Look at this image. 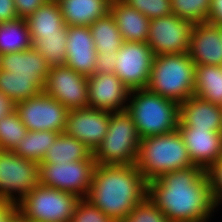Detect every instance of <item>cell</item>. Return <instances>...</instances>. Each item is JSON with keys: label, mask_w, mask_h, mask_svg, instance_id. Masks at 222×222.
I'll return each mask as SVG.
<instances>
[{"label": "cell", "mask_w": 222, "mask_h": 222, "mask_svg": "<svg viewBox=\"0 0 222 222\" xmlns=\"http://www.w3.org/2000/svg\"><path fill=\"white\" fill-rule=\"evenodd\" d=\"M79 200L74 194L39 184L17 202L18 214L27 222H70Z\"/></svg>", "instance_id": "7"}, {"label": "cell", "mask_w": 222, "mask_h": 222, "mask_svg": "<svg viewBox=\"0 0 222 222\" xmlns=\"http://www.w3.org/2000/svg\"><path fill=\"white\" fill-rule=\"evenodd\" d=\"M117 222H170L147 196L130 212L128 216Z\"/></svg>", "instance_id": "33"}, {"label": "cell", "mask_w": 222, "mask_h": 222, "mask_svg": "<svg viewBox=\"0 0 222 222\" xmlns=\"http://www.w3.org/2000/svg\"><path fill=\"white\" fill-rule=\"evenodd\" d=\"M193 26L174 14L151 19L147 44L154 56L187 53Z\"/></svg>", "instance_id": "12"}, {"label": "cell", "mask_w": 222, "mask_h": 222, "mask_svg": "<svg viewBox=\"0 0 222 222\" xmlns=\"http://www.w3.org/2000/svg\"><path fill=\"white\" fill-rule=\"evenodd\" d=\"M47 0H14V6L19 18L26 19Z\"/></svg>", "instance_id": "38"}, {"label": "cell", "mask_w": 222, "mask_h": 222, "mask_svg": "<svg viewBox=\"0 0 222 222\" xmlns=\"http://www.w3.org/2000/svg\"><path fill=\"white\" fill-rule=\"evenodd\" d=\"M17 215V202L0 200V222H12Z\"/></svg>", "instance_id": "39"}, {"label": "cell", "mask_w": 222, "mask_h": 222, "mask_svg": "<svg viewBox=\"0 0 222 222\" xmlns=\"http://www.w3.org/2000/svg\"><path fill=\"white\" fill-rule=\"evenodd\" d=\"M117 53H97L96 55V72L101 74L114 73L116 66Z\"/></svg>", "instance_id": "37"}, {"label": "cell", "mask_w": 222, "mask_h": 222, "mask_svg": "<svg viewBox=\"0 0 222 222\" xmlns=\"http://www.w3.org/2000/svg\"><path fill=\"white\" fill-rule=\"evenodd\" d=\"M70 222H115L104 212L96 208L86 199H80L76 204Z\"/></svg>", "instance_id": "35"}, {"label": "cell", "mask_w": 222, "mask_h": 222, "mask_svg": "<svg viewBox=\"0 0 222 222\" xmlns=\"http://www.w3.org/2000/svg\"><path fill=\"white\" fill-rule=\"evenodd\" d=\"M126 111L141 139L173 132L180 123V103L146 88L129 92Z\"/></svg>", "instance_id": "4"}, {"label": "cell", "mask_w": 222, "mask_h": 222, "mask_svg": "<svg viewBox=\"0 0 222 222\" xmlns=\"http://www.w3.org/2000/svg\"><path fill=\"white\" fill-rule=\"evenodd\" d=\"M88 107L109 112L126 110L130 90L114 73L88 77Z\"/></svg>", "instance_id": "15"}, {"label": "cell", "mask_w": 222, "mask_h": 222, "mask_svg": "<svg viewBox=\"0 0 222 222\" xmlns=\"http://www.w3.org/2000/svg\"><path fill=\"white\" fill-rule=\"evenodd\" d=\"M177 130L195 166L206 170L222 158V133L180 125Z\"/></svg>", "instance_id": "17"}, {"label": "cell", "mask_w": 222, "mask_h": 222, "mask_svg": "<svg viewBox=\"0 0 222 222\" xmlns=\"http://www.w3.org/2000/svg\"><path fill=\"white\" fill-rule=\"evenodd\" d=\"M39 184L37 161L0 149V200L19 202Z\"/></svg>", "instance_id": "8"}, {"label": "cell", "mask_w": 222, "mask_h": 222, "mask_svg": "<svg viewBox=\"0 0 222 222\" xmlns=\"http://www.w3.org/2000/svg\"><path fill=\"white\" fill-rule=\"evenodd\" d=\"M205 172L213 198L217 202L222 197V158L211 164Z\"/></svg>", "instance_id": "36"}, {"label": "cell", "mask_w": 222, "mask_h": 222, "mask_svg": "<svg viewBox=\"0 0 222 222\" xmlns=\"http://www.w3.org/2000/svg\"><path fill=\"white\" fill-rule=\"evenodd\" d=\"M18 17L14 0H0V23L16 20Z\"/></svg>", "instance_id": "40"}, {"label": "cell", "mask_w": 222, "mask_h": 222, "mask_svg": "<svg viewBox=\"0 0 222 222\" xmlns=\"http://www.w3.org/2000/svg\"><path fill=\"white\" fill-rule=\"evenodd\" d=\"M50 68L46 59L34 47L0 55V70L12 72L13 76L42 78L46 81Z\"/></svg>", "instance_id": "21"}, {"label": "cell", "mask_w": 222, "mask_h": 222, "mask_svg": "<svg viewBox=\"0 0 222 222\" xmlns=\"http://www.w3.org/2000/svg\"><path fill=\"white\" fill-rule=\"evenodd\" d=\"M25 20L28 24L32 41L38 35L59 34V30L65 26L56 0H47Z\"/></svg>", "instance_id": "23"}, {"label": "cell", "mask_w": 222, "mask_h": 222, "mask_svg": "<svg viewBox=\"0 0 222 222\" xmlns=\"http://www.w3.org/2000/svg\"><path fill=\"white\" fill-rule=\"evenodd\" d=\"M187 53L195 65L222 66V26L194 24Z\"/></svg>", "instance_id": "18"}, {"label": "cell", "mask_w": 222, "mask_h": 222, "mask_svg": "<svg viewBox=\"0 0 222 222\" xmlns=\"http://www.w3.org/2000/svg\"><path fill=\"white\" fill-rule=\"evenodd\" d=\"M15 110L28 131H65L69 110L44 91L16 103Z\"/></svg>", "instance_id": "10"}, {"label": "cell", "mask_w": 222, "mask_h": 222, "mask_svg": "<svg viewBox=\"0 0 222 222\" xmlns=\"http://www.w3.org/2000/svg\"><path fill=\"white\" fill-rule=\"evenodd\" d=\"M88 77L67 66L50 68L44 92L68 110L88 107Z\"/></svg>", "instance_id": "13"}, {"label": "cell", "mask_w": 222, "mask_h": 222, "mask_svg": "<svg viewBox=\"0 0 222 222\" xmlns=\"http://www.w3.org/2000/svg\"><path fill=\"white\" fill-rule=\"evenodd\" d=\"M194 96L222 106V66H195Z\"/></svg>", "instance_id": "24"}, {"label": "cell", "mask_w": 222, "mask_h": 222, "mask_svg": "<svg viewBox=\"0 0 222 222\" xmlns=\"http://www.w3.org/2000/svg\"><path fill=\"white\" fill-rule=\"evenodd\" d=\"M92 154V151L80 140L65 133H60L41 163H58L62 165L63 163L84 161Z\"/></svg>", "instance_id": "25"}, {"label": "cell", "mask_w": 222, "mask_h": 222, "mask_svg": "<svg viewBox=\"0 0 222 222\" xmlns=\"http://www.w3.org/2000/svg\"><path fill=\"white\" fill-rule=\"evenodd\" d=\"M28 129L16 110L0 119V149L13 151Z\"/></svg>", "instance_id": "31"}, {"label": "cell", "mask_w": 222, "mask_h": 222, "mask_svg": "<svg viewBox=\"0 0 222 222\" xmlns=\"http://www.w3.org/2000/svg\"><path fill=\"white\" fill-rule=\"evenodd\" d=\"M207 22L222 26V0H211L210 14Z\"/></svg>", "instance_id": "41"}, {"label": "cell", "mask_w": 222, "mask_h": 222, "mask_svg": "<svg viewBox=\"0 0 222 222\" xmlns=\"http://www.w3.org/2000/svg\"><path fill=\"white\" fill-rule=\"evenodd\" d=\"M89 27L97 53H117L124 40L110 12Z\"/></svg>", "instance_id": "28"}, {"label": "cell", "mask_w": 222, "mask_h": 222, "mask_svg": "<svg viewBox=\"0 0 222 222\" xmlns=\"http://www.w3.org/2000/svg\"><path fill=\"white\" fill-rule=\"evenodd\" d=\"M112 0H56L66 26H90L110 12Z\"/></svg>", "instance_id": "22"}, {"label": "cell", "mask_w": 222, "mask_h": 222, "mask_svg": "<svg viewBox=\"0 0 222 222\" xmlns=\"http://www.w3.org/2000/svg\"><path fill=\"white\" fill-rule=\"evenodd\" d=\"M147 196L148 183L136 165L97 164L85 199L117 222Z\"/></svg>", "instance_id": "2"}, {"label": "cell", "mask_w": 222, "mask_h": 222, "mask_svg": "<svg viewBox=\"0 0 222 222\" xmlns=\"http://www.w3.org/2000/svg\"><path fill=\"white\" fill-rule=\"evenodd\" d=\"M135 165L147 183L168 172L195 166L177 129L141 139Z\"/></svg>", "instance_id": "3"}, {"label": "cell", "mask_w": 222, "mask_h": 222, "mask_svg": "<svg viewBox=\"0 0 222 222\" xmlns=\"http://www.w3.org/2000/svg\"><path fill=\"white\" fill-rule=\"evenodd\" d=\"M93 154L84 161L69 163H39V183L42 186L66 191L80 199L88 195L96 167Z\"/></svg>", "instance_id": "9"}, {"label": "cell", "mask_w": 222, "mask_h": 222, "mask_svg": "<svg viewBox=\"0 0 222 222\" xmlns=\"http://www.w3.org/2000/svg\"><path fill=\"white\" fill-rule=\"evenodd\" d=\"M211 0H171L172 14L193 24L207 22Z\"/></svg>", "instance_id": "32"}, {"label": "cell", "mask_w": 222, "mask_h": 222, "mask_svg": "<svg viewBox=\"0 0 222 222\" xmlns=\"http://www.w3.org/2000/svg\"><path fill=\"white\" fill-rule=\"evenodd\" d=\"M154 54L147 42L124 41L117 51L114 74L130 90L146 88Z\"/></svg>", "instance_id": "11"}, {"label": "cell", "mask_w": 222, "mask_h": 222, "mask_svg": "<svg viewBox=\"0 0 222 222\" xmlns=\"http://www.w3.org/2000/svg\"><path fill=\"white\" fill-rule=\"evenodd\" d=\"M33 47L25 19L0 23V55L25 51Z\"/></svg>", "instance_id": "27"}, {"label": "cell", "mask_w": 222, "mask_h": 222, "mask_svg": "<svg viewBox=\"0 0 222 222\" xmlns=\"http://www.w3.org/2000/svg\"><path fill=\"white\" fill-rule=\"evenodd\" d=\"M59 134L56 131L46 130L28 131L13 152L21 158L41 163Z\"/></svg>", "instance_id": "29"}, {"label": "cell", "mask_w": 222, "mask_h": 222, "mask_svg": "<svg viewBox=\"0 0 222 222\" xmlns=\"http://www.w3.org/2000/svg\"><path fill=\"white\" fill-rule=\"evenodd\" d=\"M148 197L170 222H208L217 208L206 172L199 166L151 181Z\"/></svg>", "instance_id": "1"}, {"label": "cell", "mask_w": 222, "mask_h": 222, "mask_svg": "<svg viewBox=\"0 0 222 222\" xmlns=\"http://www.w3.org/2000/svg\"><path fill=\"white\" fill-rule=\"evenodd\" d=\"M16 103L0 91V119L14 112Z\"/></svg>", "instance_id": "42"}, {"label": "cell", "mask_w": 222, "mask_h": 222, "mask_svg": "<svg viewBox=\"0 0 222 222\" xmlns=\"http://www.w3.org/2000/svg\"><path fill=\"white\" fill-rule=\"evenodd\" d=\"M195 66L188 53L155 56L146 89L182 103L194 96Z\"/></svg>", "instance_id": "5"}, {"label": "cell", "mask_w": 222, "mask_h": 222, "mask_svg": "<svg viewBox=\"0 0 222 222\" xmlns=\"http://www.w3.org/2000/svg\"><path fill=\"white\" fill-rule=\"evenodd\" d=\"M129 7L141 12L147 18L154 19L172 14L171 0H121Z\"/></svg>", "instance_id": "34"}, {"label": "cell", "mask_w": 222, "mask_h": 222, "mask_svg": "<svg viewBox=\"0 0 222 222\" xmlns=\"http://www.w3.org/2000/svg\"><path fill=\"white\" fill-rule=\"evenodd\" d=\"M32 43L34 49L46 59L50 67L65 66L67 44L66 25L59 30V34L38 35Z\"/></svg>", "instance_id": "30"}, {"label": "cell", "mask_w": 222, "mask_h": 222, "mask_svg": "<svg viewBox=\"0 0 222 222\" xmlns=\"http://www.w3.org/2000/svg\"><path fill=\"white\" fill-rule=\"evenodd\" d=\"M141 138L130 114L111 112L107 134L93 152L99 165H135Z\"/></svg>", "instance_id": "6"}, {"label": "cell", "mask_w": 222, "mask_h": 222, "mask_svg": "<svg viewBox=\"0 0 222 222\" xmlns=\"http://www.w3.org/2000/svg\"><path fill=\"white\" fill-rule=\"evenodd\" d=\"M111 112L96 108L69 110L64 133L80 140L92 153L107 134Z\"/></svg>", "instance_id": "14"}, {"label": "cell", "mask_w": 222, "mask_h": 222, "mask_svg": "<svg viewBox=\"0 0 222 222\" xmlns=\"http://www.w3.org/2000/svg\"><path fill=\"white\" fill-rule=\"evenodd\" d=\"M12 222H27L19 214L12 220Z\"/></svg>", "instance_id": "43"}, {"label": "cell", "mask_w": 222, "mask_h": 222, "mask_svg": "<svg viewBox=\"0 0 222 222\" xmlns=\"http://www.w3.org/2000/svg\"><path fill=\"white\" fill-rule=\"evenodd\" d=\"M44 86L42 78L13 76L12 72L0 70V91L15 103L40 94Z\"/></svg>", "instance_id": "26"}, {"label": "cell", "mask_w": 222, "mask_h": 222, "mask_svg": "<svg viewBox=\"0 0 222 222\" xmlns=\"http://www.w3.org/2000/svg\"><path fill=\"white\" fill-rule=\"evenodd\" d=\"M96 55L90 27L67 26L65 66L83 76H92L96 72Z\"/></svg>", "instance_id": "16"}, {"label": "cell", "mask_w": 222, "mask_h": 222, "mask_svg": "<svg viewBox=\"0 0 222 222\" xmlns=\"http://www.w3.org/2000/svg\"><path fill=\"white\" fill-rule=\"evenodd\" d=\"M222 204V197L216 202V207Z\"/></svg>", "instance_id": "44"}, {"label": "cell", "mask_w": 222, "mask_h": 222, "mask_svg": "<svg viewBox=\"0 0 222 222\" xmlns=\"http://www.w3.org/2000/svg\"><path fill=\"white\" fill-rule=\"evenodd\" d=\"M110 14L114 17L126 42H147L150 19L121 0H112Z\"/></svg>", "instance_id": "20"}, {"label": "cell", "mask_w": 222, "mask_h": 222, "mask_svg": "<svg viewBox=\"0 0 222 222\" xmlns=\"http://www.w3.org/2000/svg\"><path fill=\"white\" fill-rule=\"evenodd\" d=\"M179 125L222 133V106L191 96L180 103Z\"/></svg>", "instance_id": "19"}]
</instances>
